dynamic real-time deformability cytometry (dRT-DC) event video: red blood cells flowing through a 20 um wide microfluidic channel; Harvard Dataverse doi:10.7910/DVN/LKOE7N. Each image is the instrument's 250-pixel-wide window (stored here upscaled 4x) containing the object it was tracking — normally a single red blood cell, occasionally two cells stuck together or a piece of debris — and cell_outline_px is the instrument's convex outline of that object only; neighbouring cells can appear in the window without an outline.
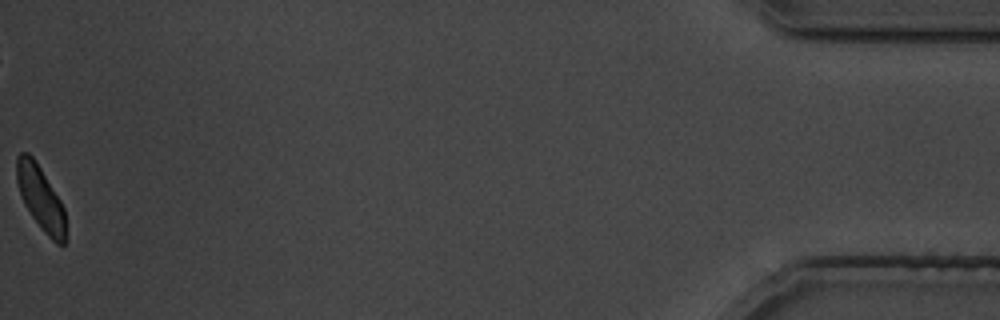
{"species": "common noctule bat (a hibernating species)", "species_latin": "Nyctalus noctula", "temperature_condition": "cold", "stored_images_in_passage": 35, "camera_frame_rate_fps": 3000, "um_per_image_px": 0.085, "animal": {"sex": "male", "body_mass_g": 19.5, "forearm_length_mm": 54.6}, "frame": {"image": 1, "passage_image": 35, "time_ms": 42.333, "image_size_px": [1000, 320], "cell_outline_px": [[64, 244], [56, 244], [44, 232], [32, 216], [24, 204], [16, 180], [16, 156], [20, 152], [28, 152], [32, 156], [40, 168], [60, 200], [64, 208]], "centroid_in_image_um": [3.41, 16.79], "position_along_channel_um": 431.8, "area_um2": 17.86}}